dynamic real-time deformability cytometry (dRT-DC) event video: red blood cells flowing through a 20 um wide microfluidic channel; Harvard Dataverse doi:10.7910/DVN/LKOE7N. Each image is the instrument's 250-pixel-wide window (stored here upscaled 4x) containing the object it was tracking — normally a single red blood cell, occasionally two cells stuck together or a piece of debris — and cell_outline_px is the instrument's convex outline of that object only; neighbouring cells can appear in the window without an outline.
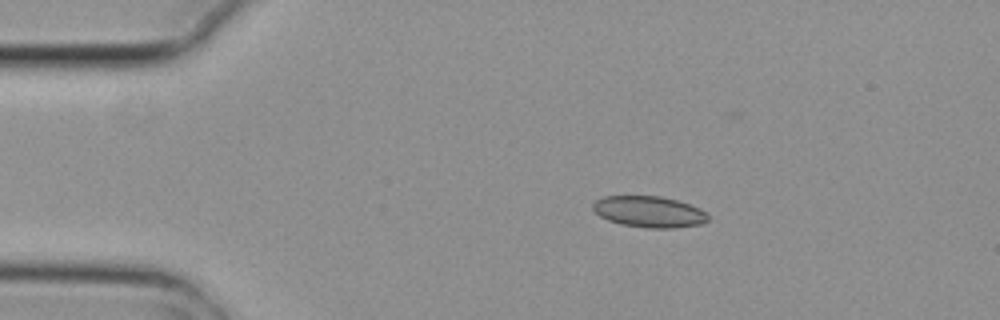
{"species": "common noctule bat (a hibernating species)", "species_latin": "Nyctalus noctula", "temperature_condition": "cold", "stored_images_in_passage": 6, "camera_frame_rate_fps": 3000, "um_per_image_px": 0.085, "animal": {"sex": "female", "body_mass_g": 29.2, "forearm_length_mm": 56.3}, "frame": {"image": 1, "passage_image": 2, "time_ms": 0.333, "image_size_px": [1000, 320], "cell_outline_px": [[708, 220], [700, 224], [672, 228], [648, 228], [620, 224], [608, 220], [600, 216], [592, 208], [592, 204], [596, 200], [604, 196], [660, 196], [676, 200], [700, 208], [708, 216]], "centroid_in_image_um": [55.14, 18.0], "position_along_channel_um": 29.9, "area_um2": 20.81}}
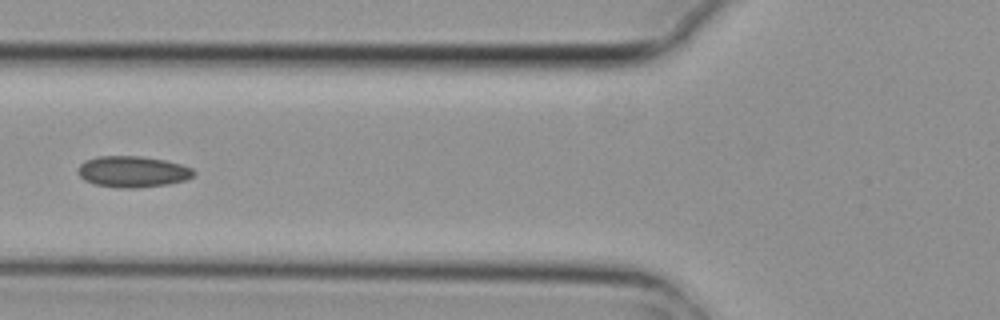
{"frame": {"image": 2, "passage_image": 5, "time_ms": 1.333, "image_size_px": [1000, 320], "cell_outline_px": [[196, 176], [184, 180], [168, 184], [136, 188], [120, 188], [96, 184], [84, 180], [80, 176], [80, 164], [84, 160], [96, 156], [140, 156], [164, 160], [180, 164], [192, 168], [196, 172]], "centroid_in_image_um": [11.31, 14.59], "position_along_channel_um": 114.5, "area_um2": 20.98}}
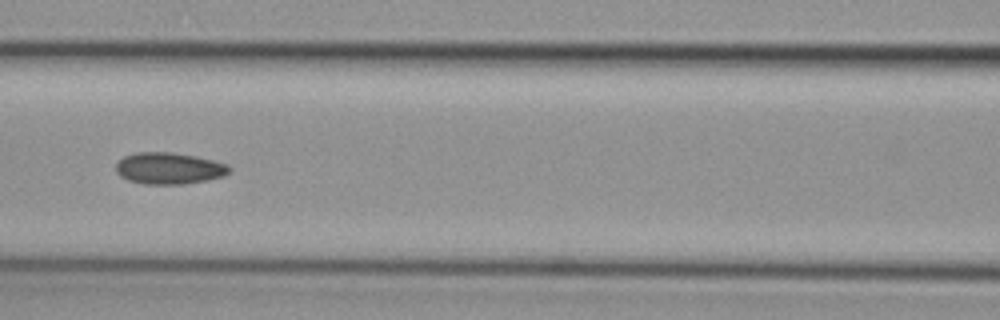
{"frame": {"image": 3, "passage_image": 6, "time_ms": 1.667, "image_size_px": [1000, 320], "cell_outline_px": [[232, 168], [224, 176], [208, 180], [184, 184], [144, 184], [128, 180], [120, 176], [116, 172], [116, 164], [124, 156], [136, 152], [172, 152], [196, 156], [228, 164]], "centroid_in_image_um": [14.37, 14.31], "position_along_channel_um": 152.2, "area_um2": 20.98}}